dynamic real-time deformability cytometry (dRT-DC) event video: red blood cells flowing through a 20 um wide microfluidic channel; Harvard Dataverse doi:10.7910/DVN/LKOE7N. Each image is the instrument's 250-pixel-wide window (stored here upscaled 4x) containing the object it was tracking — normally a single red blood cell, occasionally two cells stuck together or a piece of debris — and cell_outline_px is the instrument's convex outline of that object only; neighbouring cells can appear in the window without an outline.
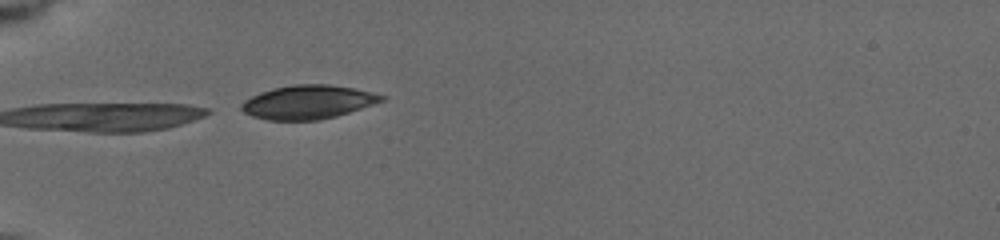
{"species": "common noctule bat (a hibernating species)", "species_latin": "Nyctalus noctula", "temperature_condition": "cold", "stored_images_in_passage": 6, "camera_frame_rate_fps": 3000, "um_per_image_px": 0.085, "animal": {"sex": "female", "body_mass_g": 19.5, "forearm_length_mm": 54.1}, "frame": {"image": 1, "passage_image": 6, "time_ms": 5.333, "image_size_px": [1000, 240], "cell_outline_px": [[388, 96], [384, 100], [336, 116], [320, 120], [268, 120], [252, 116], [244, 112], [240, 108], [240, 104], [244, 100], [260, 92], [276, 88], [296, 84], [328, 84], [356, 88]], "centroid_in_image_um": [26.18, 8.67], "position_along_channel_um": 58.8, "area_um2": 27.46}}